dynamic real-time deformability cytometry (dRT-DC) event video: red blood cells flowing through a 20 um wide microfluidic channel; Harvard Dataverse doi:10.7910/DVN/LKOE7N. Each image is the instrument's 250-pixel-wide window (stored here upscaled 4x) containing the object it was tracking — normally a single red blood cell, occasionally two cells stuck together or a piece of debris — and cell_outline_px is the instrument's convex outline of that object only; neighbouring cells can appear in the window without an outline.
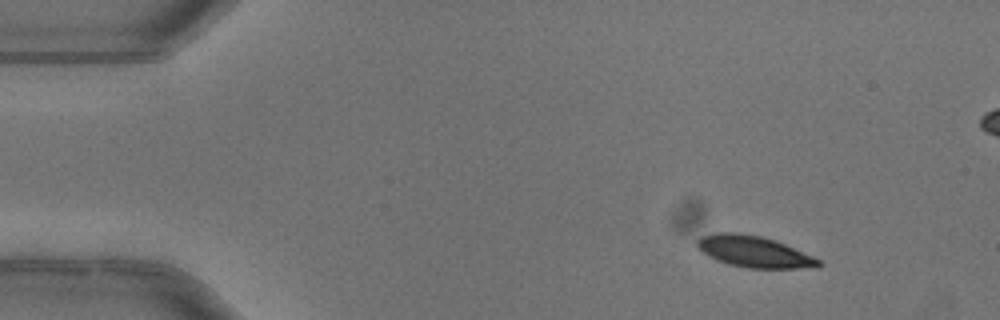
{"species": "common noctule bat (a hibernating species)", "species_latin": "Nyctalus noctula", "temperature_condition": "warm", "stored_images_in_passage": 6, "camera_frame_rate_fps": 3000, "um_per_image_px": 0.085, "animal": {"sex": "female"}, "frame": {"image": 1, "passage_image": 1, "time_ms": 0.0, "image_size_px": [1000, 320], "cell_outline_px": [[824, 264], [820, 268], [748, 268], [728, 264], [716, 260], [708, 256], [696, 248], [696, 240], [704, 236], [716, 232], [736, 232], [760, 236], [776, 240], [812, 256], [820, 260]], "centroid_in_image_um": [64.1, 21.4], "position_along_channel_um": 20.9, "area_um2": 22.37}}